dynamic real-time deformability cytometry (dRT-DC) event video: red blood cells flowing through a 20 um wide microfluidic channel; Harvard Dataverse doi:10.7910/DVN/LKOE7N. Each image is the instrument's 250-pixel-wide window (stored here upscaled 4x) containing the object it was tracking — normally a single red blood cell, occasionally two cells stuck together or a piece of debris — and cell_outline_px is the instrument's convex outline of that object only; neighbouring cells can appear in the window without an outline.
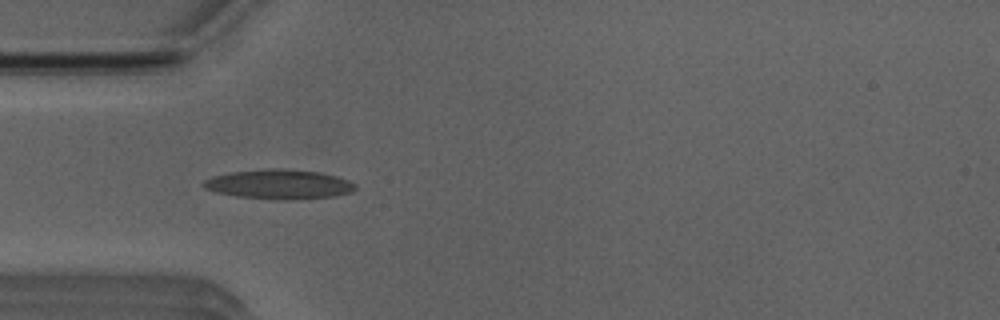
{"species": "Egyptian fruit bat (a non-hibernating species)", "species_latin": "Rousettus aegyptiacus", "temperature_condition": "room temperature", "stored_images_in_passage": 18, "camera_frame_rate_fps": 3000, "um_per_image_px": 0.085, "animal": {"sex": "male"}, "frame": {"image": 1, "passage_image": 1, "time_ms": 0.0, "image_size_px": [1000, 320], "cell_outline_px": [[356, 188], [352, 192], [336, 196], [284, 200], [236, 196], [216, 192], [204, 188], [200, 184], [204, 180], [212, 176], [232, 172], [268, 168], [284, 168], [320, 172], [336, 176], [348, 180], [356, 184]], "centroid_in_image_um": [23.72, 15.65], "position_along_channel_um": 61.3, "area_um2": 26.24}}
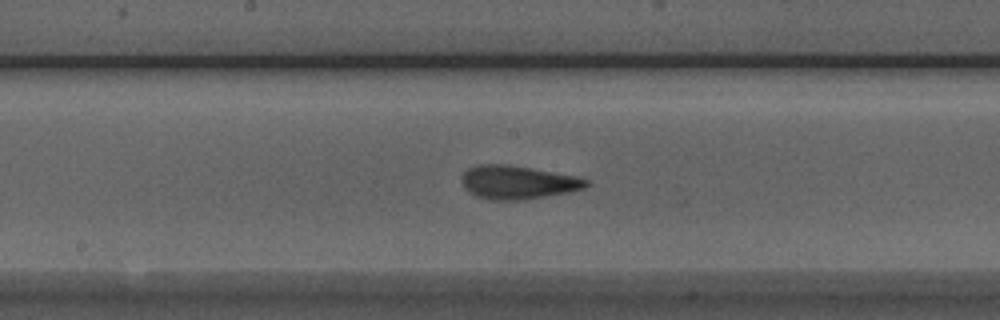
{"frame": {"image": 2, "passage_image": 12, "time_ms": 3.667, "image_size_px": [1000, 320], "cell_outline_px": [[588, 184], [584, 188], [568, 192], [524, 200], [496, 200], [476, 196], [468, 192], [464, 188], [460, 180], [464, 172], [468, 168], [480, 164], [508, 164], [576, 176], [588, 180]], "centroid_in_image_um": [43.96, 15.49], "position_along_channel_um": 204.2, "area_um2": 24.22}}
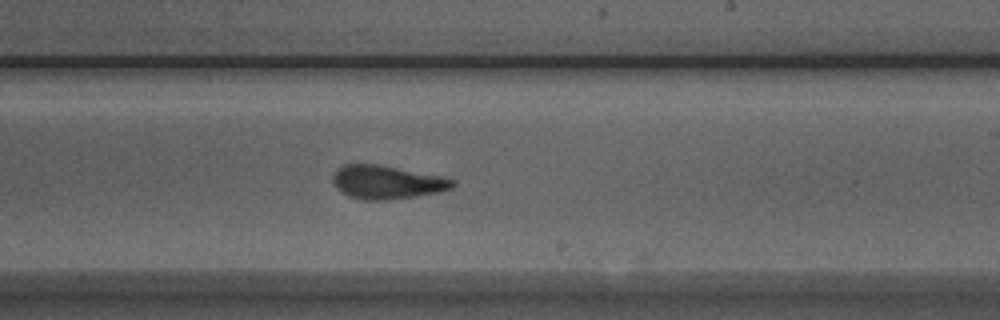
{"frame": {"image": 3, "passage_image": 16, "time_ms": 5.0, "image_size_px": [1000, 320], "cell_outline_px": [[456, 184], [452, 188], [440, 192], [416, 196], [388, 200], [364, 200], [348, 196], [336, 188], [332, 180], [332, 176], [336, 168], [344, 164], [376, 164], [440, 176], [456, 180]], "centroid_in_image_um": [32.86, 15.49], "position_along_channel_um": 256.1, "area_um2": 23.41}}